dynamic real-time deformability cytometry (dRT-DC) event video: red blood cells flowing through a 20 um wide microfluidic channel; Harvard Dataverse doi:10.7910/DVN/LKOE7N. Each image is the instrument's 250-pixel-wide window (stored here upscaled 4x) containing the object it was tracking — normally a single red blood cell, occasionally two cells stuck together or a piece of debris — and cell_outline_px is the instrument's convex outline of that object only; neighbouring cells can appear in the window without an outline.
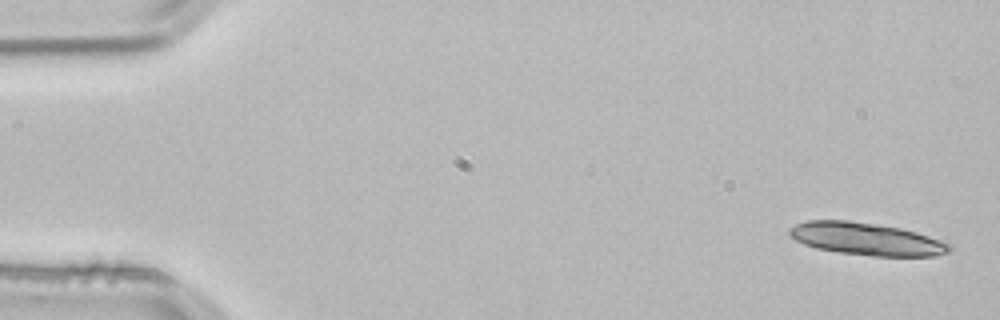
{"species": "common noctule bat (a hibernating species)", "species_latin": "Nyctalus noctula", "temperature_condition": "room temperature", "stored_images_in_passage": 31, "camera_frame_rate_fps": 3000, "um_per_image_px": 0.085, "animal": {"sex": "male", "body_mass_g": 21.5, "forearm_length_mm": 52.0}, "frame": {"image": 1, "passage_image": 1, "time_ms": 0.0, "image_size_px": [1000, 320], "cell_outline_px": [[952, 248], [948, 252], [936, 256], [872, 256], [840, 252], [816, 248], [804, 244], [796, 240], [788, 232], [788, 228], [796, 224], [808, 220], [848, 220], [876, 224], [900, 228], [916, 232], [952, 244]], "centroid_in_image_um": [73.65, 20.31], "position_along_channel_um": 11.3, "area_um2": 30.17}}
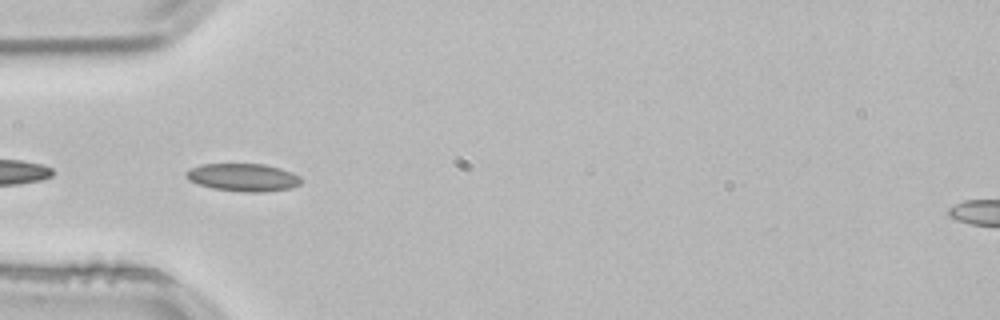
{"frame": {"image": 2, "passage_image": 16, "time_ms": 5.0, "image_size_px": [1000, 320], "cell_outline_px": [[300, 184], [292, 188], [264, 192], [244, 192], [212, 188], [188, 180], [184, 176], [184, 172], [200, 164], [264, 164], [280, 168], [292, 172], [300, 176]], "centroid_in_image_um": [20.66, 15.08], "position_along_channel_um": 64.3, "area_um2": 18.67}}
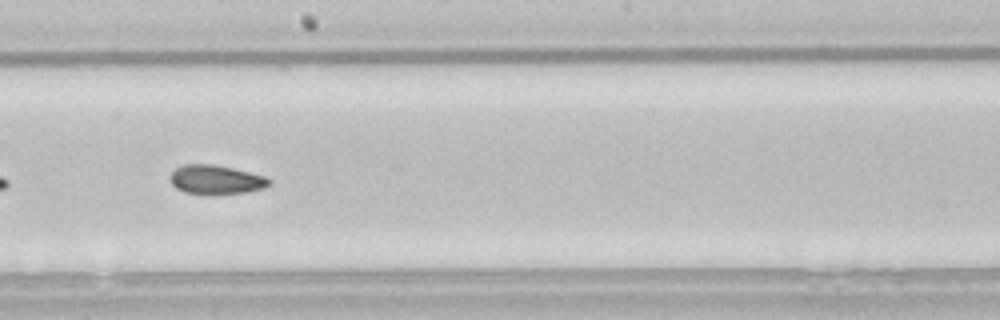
{"frame": {"image": 3, "passage_image": 29, "time_ms": 9.333, "image_size_px": [1000, 320], "cell_outline_px": [[272, 184], [264, 188], [248, 192], [212, 196], [204, 196], [184, 192], [176, 188], [172, 184], [172, 172], [176, 168], [184, 164], [212, 164], [232, 168], [264, 176], [272, 180]], "centroid_in_image_um": [18.38, 15.31], "position_along_channel_um": 229.8, "area_um2": 17.17}}